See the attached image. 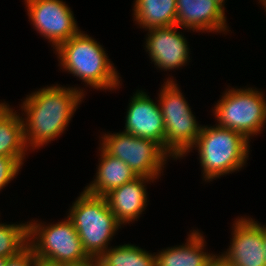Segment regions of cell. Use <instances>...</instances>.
I'll return each mask as SVG.
<instances>
[{
	"mask_svg": "<svg viewBox=\"0 0 266 266\" xmlns=\"http://www.w3.org/2000/svg\"><path fill=\"white\" fill-rule=\"evenodd\" d=\"M265 93L256 88H227L214 105L216 125L243 134L248 140L260 135L266 123Z\"/></svg>",
	"mask_w": 266,
	"mask_h": 266,
	"instance_id": "52a82bcc",
	"label": "cell"
},
{
	"mask_svg": "<svg viewBox=\"0 0 266 266\" xmlns=\"http://www.w3.org/2000/svg\"><path fill=\"white\" fill-rule=\"evenodd\" d=\"M83 89L56 84L27 95L20 109L24 111L21 115L28 150L40 149L67 130L78 105L85 98Z\"/></svg>",
	"mask_w": 266,
	"mask_h": 266,
	"instance_id": "6da1fadb",
	"label": "cell"
},
{
	"mask_svg": "<svg viewBox=\"0 0 266 266\" xmlns=\"http://www.w3.org/2000/svg\"><path fill=\"white\" fill-rule=\"evenodd\" d=\"M99 153L95 179L84 188L87 193L104 197L111 190L138 177L124 161L107 154L101 147Z\"/></svg>",
	"mask_w": 266,
	"mask_h": 266,
	"instance_id": "2e32d148",
	"label": "cell"
},
{
	"mask_svg": "<svg viewBox=\"0 0 266 266\" xmlns=\"http://www.w3.org/2000/svg\"><path fill=\"white\" fill-rule=\"evenodd\" d=\"M231 228L230 246L219 256L232 266H266L263 224L241 216L235 219Z\"/></svg>",
	"mask_w": 266,
	"mask_h": 266,
	"instance_id": "30bf717a",
	"label": "cell"
},
{
	"mask_svg": "<svg viewBox=\"0 0 266 266\" xmlns=\"http://www.w3.org/2000/svg\"><path fill=\"white\" fill-rule=\"evenodd\" d=\"M173 80L168 77L161 85L158 103L164 119L165 151L178 160L197 141L202 125L196 121L190 104Z\"/></svg>",
	"mask_w": 266,
	"mask_h": 266,
	"instance_id": "8992f818",
	"label": "cell"
},
{
	"mask_svg": "<svg viewBox=\"0 0 266 266\" xmlns=\"http://www.w3.org/2000/svg\"><path fill=\"white\" fill-rule=\"evenodd\" d=\"M29 22L55 50L79 31L72 9L63 0H24Z\"/></svg>",
	"mask_w": 266,
	"mask_h": 266,
	"instance_id": "9c48e42d",
	"label": "cell"
},
{
	"mask_svg": "<svg viewBox=\"0 0 266 266\" xmlns=\"http://www.w3.org/2000/svg\"><path fill=\"white\" fill-rule=\"evenodd\" d=\"M72 204L67 217L73 222L87 255L98 258L122 226L103 196L91 195L83 189Z\"/></svg>",
	"mask_w": 266,
	"mask_h": 266,
	"instance_id": "277c9868",
	"label": "cell"
},
{
	"mask_svg": "<svg viewBox=\"0 0 266 266\" xmlns=\"http://www.w3.org/2000/svg\"><path fill=\"white\" fill-rule=\"evenodd\" d=\"M250 141L240 132L220 126H202L197 141L181 157L198 150L203 180L211 182L241 170L249 158Z\"/></svg>",
	"mask_w": 266,
	"mask_h": 266,
	"instance_id": "3957f363",
	"label": "cell"
},
{
	"mask_svg": "<svg viewBox=\"0 0 266 266\" xmlns=\"http://www.w3.org/2000/svg\"><path fill=\"white\" fill-rule=\"evenodd\" d=\"M6 262V258L0 257V266H4Z\"/></svg>",
	"mask_w": 266,
	"mask_h": 266,
	"instance_id": "4316f807",
	"label": "cell"
},
{
	"mask_svg": "<svg viewBox=\"0 0 266 266\" xmlns=\"http://www.w3.org/2000/svg\"><path fill=\"white\" fill-rule=\"evenodd\" d=\"M97 259L99 266H156L155 253L133 244L109 246Z\"/></svg>",
	"mask_w": 266,
	"mask_h": 266,
	"instance_id": "d6986e66",
	"label": "cell"
},
{
	"mask_svg": "<svg viewBox=\"0 0 266 266\" xmlns=\"http://www.w3.org/2000/svg\"><path fill=\"white\" fill-rule=\"evenodd\" d=\"M36 266H56V265H50V264H46V263L37 262Z\"/></svg>",
	"mask_w": 266,
	"mask_h": 266,
	"instance_id": "83f0119b",
	"label": "cell"
},
{
	"mask_svg": "<svg viewBox=\"0 0 266 266\" xmlns=\"http://www.w3.org/2000/svg\"><path fill=\"white\" fill-rule=\"evenodd\" d=\"M179 28L175 25L147 30L144 47L159 70L179 69L191 60L187 38L178 32Z\"/></svg>",
	"mask_w": 266,
	"mask_h": 266,
	"instance_id": "8fae6325",
	"label": "cell"
},
{
	"mask_svg": "<svg viewBox=\"0 0 266 266\" xmlns=\"http://www.w3.org/2000/svg\"><path fill=\"white\" fill-rule=\"evenodd\" d=\"M128 104L124 132L150 139L165 150V126L161 109L146 92L137 90Z\"/></svg>",
	"mask_w": 266,
	"mask_h": 266,
	"instance_id": "7c38bea8",
	"label": "cell"
},
{
	"mask_svg": "<svg viewBox=\"0 0 266 266\" xmlns=\"http://www.w3.org/2000/svg\"><path fill=\"white\" fill-rule=\"evenodd\" d=\"M216 3H218L224 10H225V0H213Z\"/></svg>",
	"mask_w": 266,
	"mask_h": 266,
	"instance_id": "484cf974",
	"label": "cell"
},
{
	"mask_svg": "<svg viewBox=\"0 0 266 266\" xmlns=\"http://www.w3.org/2000/svg\"><path fill=\"white\" fill-rule=\"evenodd\" d=\"M64 266H99V263L97 258H89L88 260L81 263L68 264Z\"/></svg>",
	"mask_w": 266,
	"mask_h": 266,
	"instance_id": "603a6c76",
	"label": "cell"
},
{
	"mask_svg": "<svg viewBox=\"0 0 266 266\" xmlns=\"http://www.w3.org/2000/svg\"><path fill=\"white\" fill-rule=\"evenodd\" d=\"M259 3L263 5L264 10L266 11V0H259Z\"/></svg>",
	"mask_w": 266,
	"mask_h": 266,
	"instance_id": "f1b7e54d",
	"label": "cell"
},
{
	"mask_svg": "<svg viewBox=\"0 0 266 266\" xmlns=\"http://www.w3.org/2000/svg\"><path fill=\"white\" fill-rule=\"evenodd\" d=\"M176 0H135L133 16L136 24L146 31L176 25Z\"/></svg>",
	"mask_w": 266,
	"mask_h": 266,
	"instance_id": "ac0fdd59",
	"label": "cell"
},
{
	"mask_svg": "<svg viewBox=\"0 0 266 266\" xmlns=\"http://www.w3.org/2000/svg\"><path fill=\"white\" fill-rule=\"evenodd\" d=\"M263 246H264L265 259H266V225H263Z\"/></svg>",
	"mask_w": 266,
	"mask_h": 266,
	"instance_id": "d4e9b609",
	"label": "cell"
},
{
	"mask_svg": "<svg viewBox=\"0 0 266 266\" xmlns=\"http://www.w3.org/2000/svg\"><path fill=\"white\" fill-rule=\"evenodd\" d=\"M100 146L124 161L137 176L158 179L170 155L156 142L126 133H103ZM162 171V172H161Z\"/></svg>",
	"mask_w": 266,
	"mask_h": 266,
	"instance_id": "ba28073f",
	"label": "cell"
},
{
	"mask_svg": "<svg viewBox=\"0 0 266 266\" xmlns=\"http://www.w3.org/2000/svg\"><path fill=\"white\" fill-rule=\"evenodd\" d=\"M63 71L76 76L87 87L97 90L119 89L121 79L103 46L90 35L79 31L55 49Z\"/></svg>",
	"mask_w": 266,
	"mask_h": 266,
	"instance_id": "7a4b0ae2",
	"label": "cell"
},
{
	"mask_svg": "<svg viewBox=\"0 0 266 266\" xmlns=\"http://www.w3.org/2000/svg\"><path fill=\"white\" fill-rule=\"evenodd\" d=\"M10 107L5 101L0 102V156L26 159L22 116Z\"/></svg>",
	"mask_w": 266,
	"mask_h": 266,
	"instance_id": "e0dca14e",
	"label": "cell"
},
{
	"mask_svg": "<svg viewBox=\"0 0 266 266\" xmlns=\"http://www.w3.org/2000/svg\"><path fill=\"white\" fill-rule=\"evenodd\" d=\"M37 222L33 219L28 222V242L34 250L37 262L64 266L90 258L68 217L55 224Z\"/></svg>",
	"mask_w": 266,
	"mask_h": 266,
	"instance_id": "5b68a950",
	"label": "cell"
},
{
	"mask_svg": "<svg viewBox=\"0 0 266 266\" xmlns=\"http://www.w3.org/2000/svg\"><path fill=\"white\" fill-rule=\"evenodd\" d=\"M206 241L199 230L188 234L186 243L155 252L156 266H209L217 256L205 252Z\"/></svg>",
	"mask_w": 266,
	"mask_h": 266,
	"instance_id": "9a60e30c",
	"label": "cell"
},
{
	"mask_svg": "<svg viewBox=\"0 0 266 266\" xmlns=\"http://www.w3.org/2000/svg\"><path fill=\"white\" fill-rule=\"evenodd\" d=\"M176 25L193 32L231 31L228 29L225 10L213 0H176Z\"/></svg>",
	"mask_w": 266,
	"mask_h": 266,
	"instance_id": "4fadbf2b",
	"label": "cell"
},
{
	"mask_svg": "<svg viewBox=\"0 0 266 266\" xmlns=\"http://www.w3.org/2000/svg\"><path fill=\"white\" fill-rule=\"evenodd\" d=\"M37 259L34 250L28 244L17 255L6 258L4 266H36Z\"/></svg>",
	"mask_w": 266,
	"mask_h": 266,
	"instance_id": "7402d4cb",
	"label": "cell"
},
{
	"mask_svg": "<svg viewBox=\"0 0 266 266\" xmlns=\"http://www.w3.org/2000/svg\"><path fill=\"white\" fill-rule=\"evenodd\" d=\"M209 266H232L227 261H225L221 256H217L213 259Z\"/></svg>",
	"mask_w": 266,
	"mask_h": 266,
	"instance_id": "cb8c5ba5",
	"label": "cell"
},
{
	"mask_svg": "<svg viewBox=\"0 0 266 266\" xmlns=\"http://www.w3.org/2000/svg\"><path fill=\"white\" fill-rule=\"evenodd\" d=\"M22 157L0 156V191L16 178L24 164Z\"/></svg>",
	"mask_w": 266,
	"mask_h": 266,
	"instance_id": "44dd1931",
	"label": "cell"
},
{
	"mask_svg": "<svg viewBox=\"0 0 266 266\" xmlns=\"http://www.w3.org/2000/svg\"><path fill=\"white\" fill-rule=\"evenodd\" d=\"M28 241V222L0 223V257L17 255L29 244Z\"/></svg>",
	"mask_w": 266,
	"mask_h": 266,
	"instance_id": "ffe728a7",
	"label": "cell"
},
{
	"mask_svg": "<svg viewBox=\"0 0 266 266\" xmlns=\"http://www.w3.org/2000/svg\"><path fill=\"white\" fill-rule=\"evenodd\" d=\"M153 181L155 180L152 178L138 176L104 196L111 212L121 225L124 226L127 223L137 221L143 211L146 210L148 205L146 183H153Z\"/></svg>",
	"mask_w": 266,
	"mask_h": 266,
	"instance_id": "5bb4252c",
	"label": "cell"
}]
</instances>
